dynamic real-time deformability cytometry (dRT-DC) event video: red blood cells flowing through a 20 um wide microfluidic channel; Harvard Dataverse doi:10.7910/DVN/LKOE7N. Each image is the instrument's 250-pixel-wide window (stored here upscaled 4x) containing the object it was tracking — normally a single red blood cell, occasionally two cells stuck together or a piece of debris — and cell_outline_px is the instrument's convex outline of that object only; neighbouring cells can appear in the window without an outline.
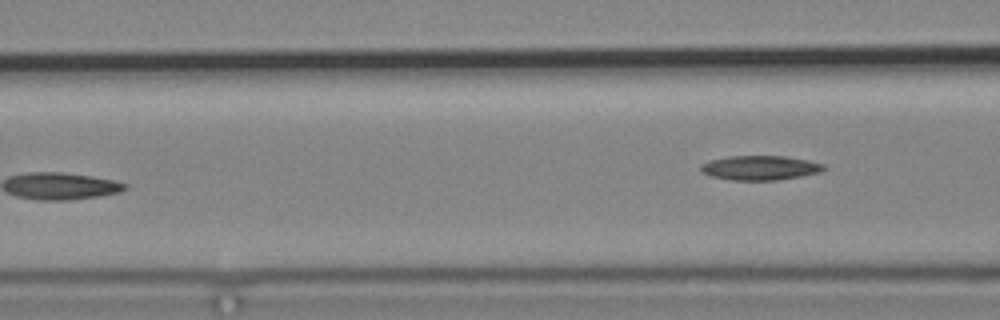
{"species": "common noctule bat (a hibernating species)", "species_latin": "Nyctalus noctula", "temperature_condition": "cold", "stored_images_in_passage": 5, "camera_frame_rate_fps": 3000, "um_per_image_px": 0.085, "animal": {"sex": "male", "body_mass_g": 19.2, "forearm_length_mm": 51.8}, "frame": {"image": 1, "passage_image": 5, "time_ms": 5.667, "image_size_px": [1000, 320], "cell_outline_px": [[828, 168], [820, 172], [800, 176], [776, 180], [732, 180], [712, 176], [700, 172], [700, 164], [708, 160], [728, 156], [784, 156], [808, 160], [824, 164]], "centroid_in_image_um": [64.58, 14.26], "position_along_channel_um": 102.0, "area_um2": 17.63}}